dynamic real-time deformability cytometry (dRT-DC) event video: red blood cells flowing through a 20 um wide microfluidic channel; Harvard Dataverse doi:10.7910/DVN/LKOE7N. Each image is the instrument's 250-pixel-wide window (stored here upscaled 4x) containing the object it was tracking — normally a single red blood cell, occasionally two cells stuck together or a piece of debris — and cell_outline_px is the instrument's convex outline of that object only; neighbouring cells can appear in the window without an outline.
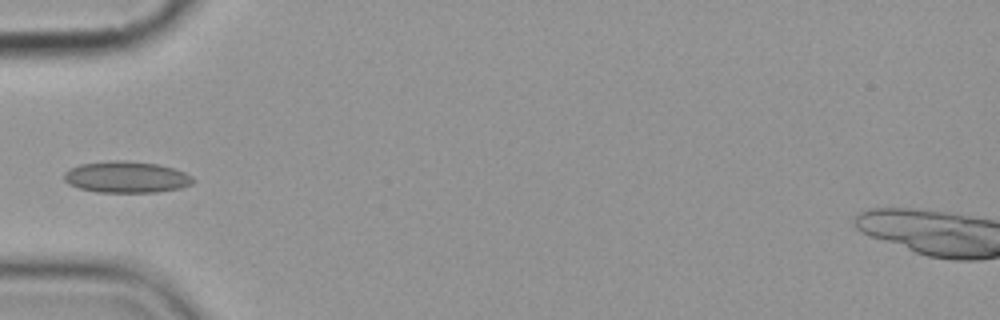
{"species": "common noctule bat (a hibernating species)", "species_latin": "Nyctalus noctula", "temperature_condition": "cold", "stored_images_in_passage": 2, "camera_frame_rate_fps": 3000, "um_per_image_px": 0.085, "animal": {"sex": "female", "body_mass_g": 19.9}, "frame": {"image": 1, "passage_image": 2, "time_ms": 1.333, "image_size_px": [1000, 320], "cell_outline_px": [[196, 180], [192, 184], [180, 188], [156, 192], [96, 192], [80, 188], [68, 184], [64, 180], [64, 172], [80, 164], [112, 160], [124, 160], [156, 164], [172, 168], [184, 172], [192, 176]], "centroid_in_image_um": [10.74, 15.05], "position_along_channel_um": 74.3, "area_um2": 23.58}}